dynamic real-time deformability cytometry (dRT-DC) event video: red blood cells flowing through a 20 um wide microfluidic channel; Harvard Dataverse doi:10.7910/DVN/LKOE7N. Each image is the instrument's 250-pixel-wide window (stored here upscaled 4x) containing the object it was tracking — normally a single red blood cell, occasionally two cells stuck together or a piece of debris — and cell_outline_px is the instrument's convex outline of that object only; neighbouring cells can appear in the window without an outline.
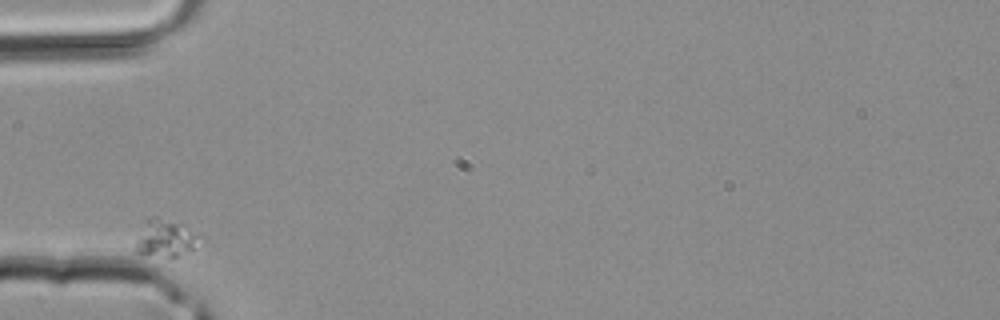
{"species": "common noctule bat (a hibernating species)", "species_latin": "Nyctalus noctula", "temperature_condition": "room temperature", "stored_images_in_passage": 24, "camera_frame_rate_fps": 3000, "um_per_image_px": 0.085, "animal": {"sex": "male", "body_mass_g": 20.4}, "frame": {"image": 1, "passage_image": 1, "time_ms": 0.0, "image_size_px": [1000, 320], "cell_outline_px": [[204, 240], [192, 248], [176, 256], [168, 256], [136, 252], [136, 244], [144, 220], [148, 216], [156, 216], [176, 224], [204, 236]], "centroid_in_image_um": [14.08, 20.22], "position_along_channel_um": 70.9, "area_um2": 13.29}}
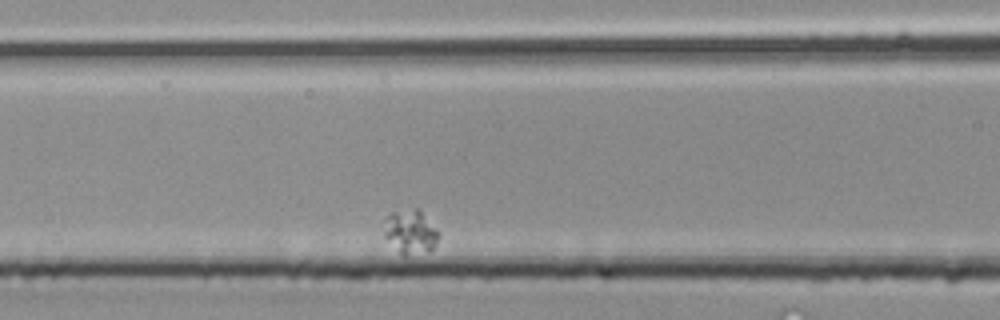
{"frame": {"image": 2, "passage_image": 6, "time_ms": 1.667, "image_size_px": [1000, 320], "cell_outline_px": [[440, 236], [432, 248], [404, 256], [384, 236], [384, 232], [388, 216], [392, 212], [416, 208], [420, 208], [440, 232]], "centroid_in_image_um": [34.93, 19.66], "position_along_channel_um": 131.7, "area_um2": 13.64}}
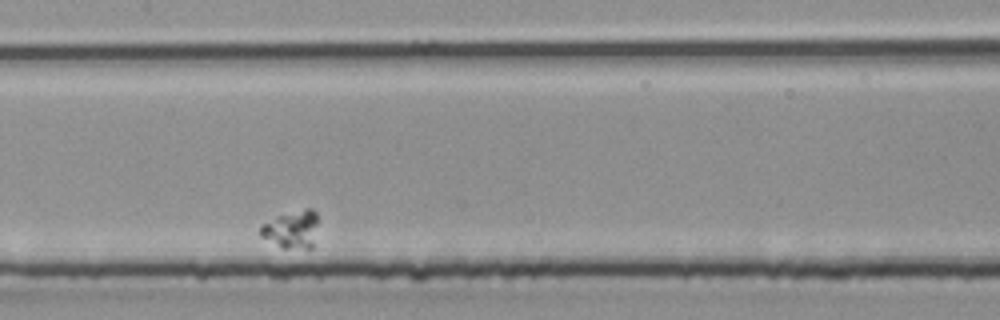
{"frame": {"image": 3, "passage_image": 10, "time_ms": 3.0, "image_size_px": [1000, 320], "cell_outline_px": [[316, 224], [312, 248], [280, 248], [260, 236], [260, 224], [276, 216], [304, 208], [312, 208], [316, 212]], "centroid_in_image_um": [24.74, 19.49], "position_along_channel_um": 182.7, "area_um2": 12.72}}